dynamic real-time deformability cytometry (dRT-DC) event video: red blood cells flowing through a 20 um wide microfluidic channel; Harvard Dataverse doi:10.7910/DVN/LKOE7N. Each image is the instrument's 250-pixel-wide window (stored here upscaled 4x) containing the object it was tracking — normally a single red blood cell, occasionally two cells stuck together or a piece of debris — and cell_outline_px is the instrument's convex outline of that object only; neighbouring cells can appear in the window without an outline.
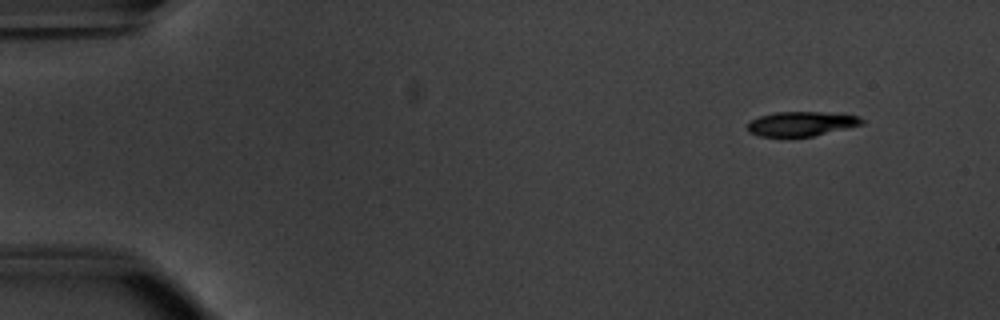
{"species": "common noctule bat (a hibernating species)", "species_latin": "Nyctalus noctula", "temperature_condition": "warm", "stored_images_in_passage": 49, "camera_frame_rate_fps": 3000, "um_per_image_px": 0.085, "animal": {"sex": "male", "body_mass_g": 20.1, "forearm_length_mm": 53.5}, "frame": {"image": 1, "passage_image": 1, "time_ms": 0.0, "image_size_px": [1000, 320], "cell_outline_px": [[864, 124], [848, 128], [812, 136], [760, 136], [748, 132], [748, 124], [752, 120], [760, 116], [776, 112], [820, 112], [860, 116], [864, 120]], "centroid_in_image_um": [68.14, 10.52], "position_along_channel_um": 16.9, "area_um2": 16.13}}
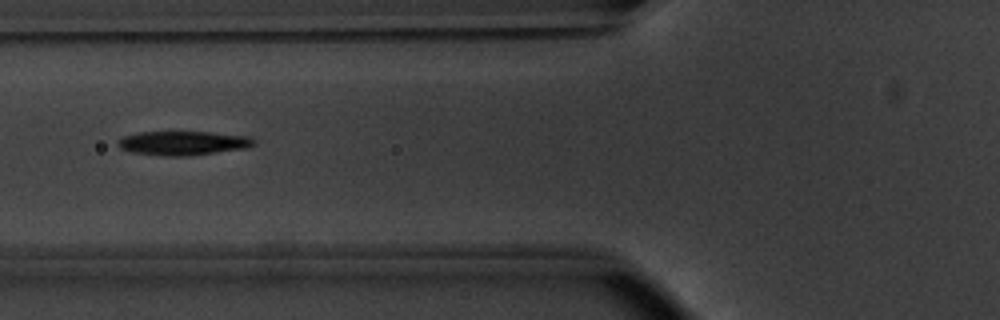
{"frame": {"image": 2, "passage_image": 17, "time_ms": 5.333, "image_size_px": [1000, 320], "cell_outline_px": [[256, 144], [248, 148], [188, 156], [168, 156], [132, 152], [120, 148], [116, 144], [116, 140], [124, 136], [140, 132], [212, 132], [248, 136], [256, 140]], "centroid_in_image_um": [15.58, 12.16], "position_along_channel_um": 110.2, "area_um2": 19.19}}
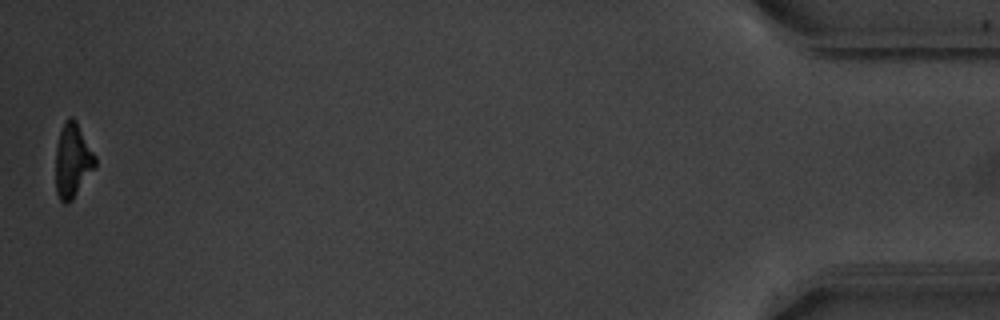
{"frame": {"image": 3, "passage_image": 49, "time_ms": 16.0, "image_size_px": [1000, 320], "cell_outline_px": [[96, 164], [72, 200], [68, 204], [64, 204], [60, 200], [56, 192], [56, 148], [60, 132], [64, 120], [68, 116], [72, 116], [76, 120], [96, 156]], "centroid_in_image_um": [6.16, 13.62], "position_along_channel_um": 429.0, "area_um2": 16.99}, "authors_computed_cell_mechanics": {"area_um2": 18.3226, "velocity_mm_per_s": 3.8091, "shape_relaxation_time_tau1_ms": 2.5778, "shape_relaxation_time_tau2_ms": 5.1968, "deformation_change_tau1": 0.1593, "deformation_change_tau2": 0.1435}}